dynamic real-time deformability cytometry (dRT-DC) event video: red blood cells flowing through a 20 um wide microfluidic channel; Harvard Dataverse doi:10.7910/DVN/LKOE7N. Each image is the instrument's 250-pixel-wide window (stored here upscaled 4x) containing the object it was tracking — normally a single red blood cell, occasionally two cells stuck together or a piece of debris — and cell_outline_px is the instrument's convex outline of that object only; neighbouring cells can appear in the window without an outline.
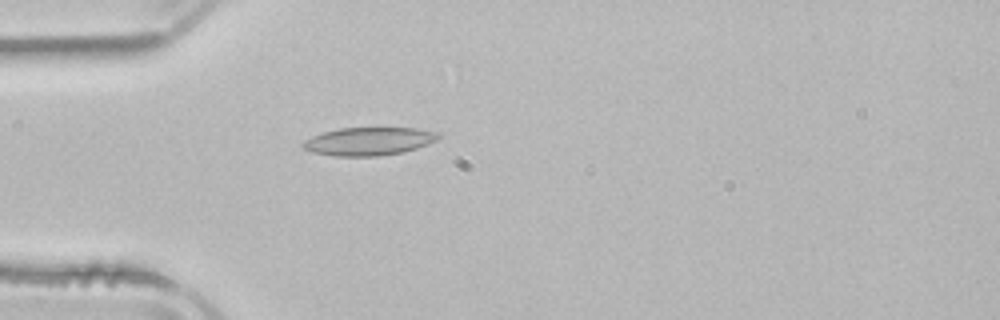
{"species": "common noctule bat (a hibernating species)", "species_latin": "Nyctalus noctula", "temperature_condition": "room temperature", "stored_images_in_passage": 1, "camera_frame_rate_fps": 3000, "um_per_image_px": 0.085, "animal": {"sex": "male", "body_mass_g": 21.5, "forearm_length_mm": 52.0}, "frame": {"image": 1, "passage_image": 1, "time_ms": 0.0, "image_size_px": [1000, 320], "cell_outline_px": [[440, 136], [436, 140], [428, 144], [404, 152], [376, 156], [332, 156], [312, 152], [300, 148], [300, 144], [304, 140], [312, 136], [336, 128], [416, 128], [440, 132]], "centroid_in_image_um": [31.31, 12.01], "position_along_channel_um": 53.7, "area_um2": 22.37}}